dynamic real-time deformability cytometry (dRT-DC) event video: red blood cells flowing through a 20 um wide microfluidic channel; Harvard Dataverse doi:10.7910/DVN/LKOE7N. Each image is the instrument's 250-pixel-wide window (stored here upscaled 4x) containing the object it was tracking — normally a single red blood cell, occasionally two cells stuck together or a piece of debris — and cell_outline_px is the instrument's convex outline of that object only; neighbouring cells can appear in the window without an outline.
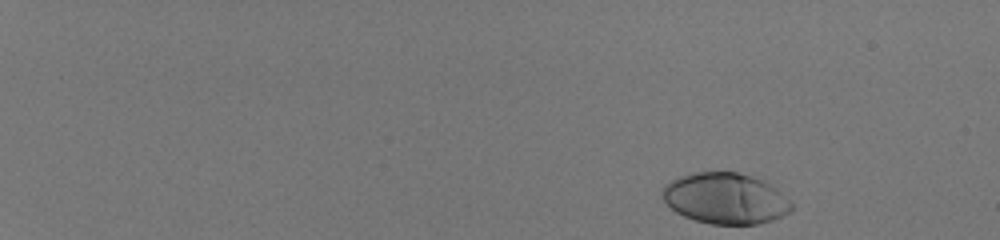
{"species": "human", "species_latin": "Homo sapiens", "temperature_condition": "room temperature", "stored_images_in_passage": 48, "camera_frame_rate_fps": 3000, "um_per_image_px": 0.085, "donor": {"sex": "male"}, "frame": {"image": 1, "passage_image": 1, "time_ms": 0.0, "image_size_px": [1000, 240], "cell_outline_px": [[792, 212], [772, 220], [760, 224], [712, 224], [696, 220], [684, 216], [676, 212], [660, 196], [660, 192], [672, 180], [680, 176], [692, 172], [740, 172], [764, 180], [776, 188], [792, 200]], "centroid_in_image_um": [61.7, 16.86], "position_along_channel_um": 23.3, "area_um2": 38.61}}
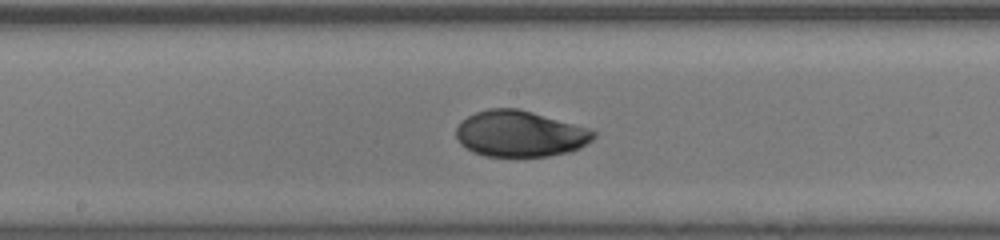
{"frame": {"image": 2, "passage_image": 28, "time_ms": 9.0, "image_size_px": [1000, 240], "cell_outline_px": [[596, 136], [592, 140], [580, 148], [568, 152], [548, 156], [484, 156], [472, 152], [460, 144], [456, 136], [456, 128], [460, 120], [476, 112], [488, 108], [516, 108], [532, 112], [588, 128], [596, 132]], "centroid_in_image_um": [44.17, 11.37], "position_along_channel_um": 204.0, "area_um2": 36.93}}
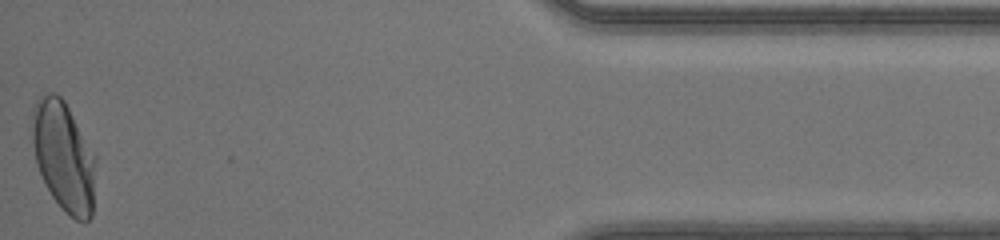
{"frame": {"image": 3, "passage_image": 48, "time_ms": 15.667, "image_size_px": [1000, 240], "cell_outline_px": [[96, 160], [92, 216], [88, 220], [76, 220], [52, 196], [36, 164], [32, 140], [32, 108], [36, 100], [44, 92], [56, 92], [64, 100], [96, 156]], "centroid_in_image_um": [5.41, 13.23], "position_along_channel_um": 429.8, "area_um2": 40.4}, "authors_computed_cell_mechanics": {"area_um2": 37.6278, "velocity_mm_per_s": 4.1751, "shape_relaxation_time_tau1_ms": 3.4589, "shape_relaxation_time_tau2_ms": 0.6726, "deformation_change_tau1": 0.1674, "deformation_change_tau2": 0.0298}}